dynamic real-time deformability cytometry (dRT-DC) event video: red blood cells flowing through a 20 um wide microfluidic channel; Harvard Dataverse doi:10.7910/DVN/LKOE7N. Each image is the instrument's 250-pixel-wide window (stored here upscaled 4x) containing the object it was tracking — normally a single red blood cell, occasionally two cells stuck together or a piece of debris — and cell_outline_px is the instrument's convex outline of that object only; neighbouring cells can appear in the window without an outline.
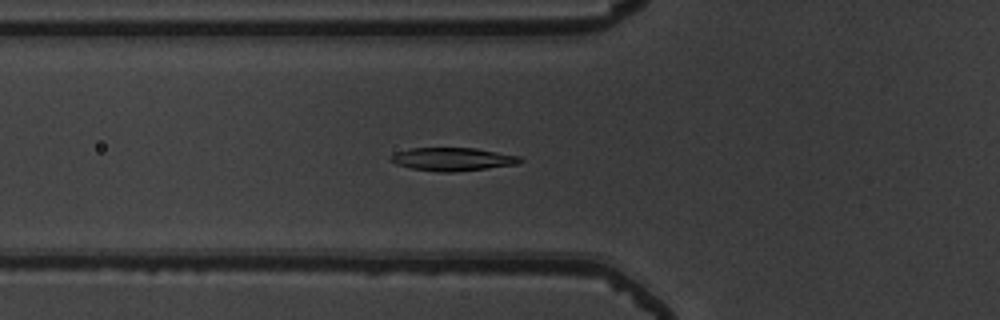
{"species": "common noctule bat (a hibernating species)", "species_latin": "Nyctalus noctula", "temperature_condition": "warm", "stored_images_in_passage": 38, "camera_frame_rate_fps": 3000, "um_per_image_px": 0.085, "animal": {"sex": "male", "body_mass_g": 19.5, "forearm_length_mm": 54.6}, "frame": {"image": 1, "passage_image": 4, "time_ms": 1.0, "image_size_px": [1000, 320], "cell_outline_px": [[524, 160], [520, 164], [456, 172], [440, 172], [412, 168], [396, 164], [388, 160], [388, 156], [396, 152], [412, 148], [476, 148], [520, 156]], "centroid_in_image_um": [38.49, 13.53], "position_along_channel_um": 87.3, "area_um2": 17.63}}
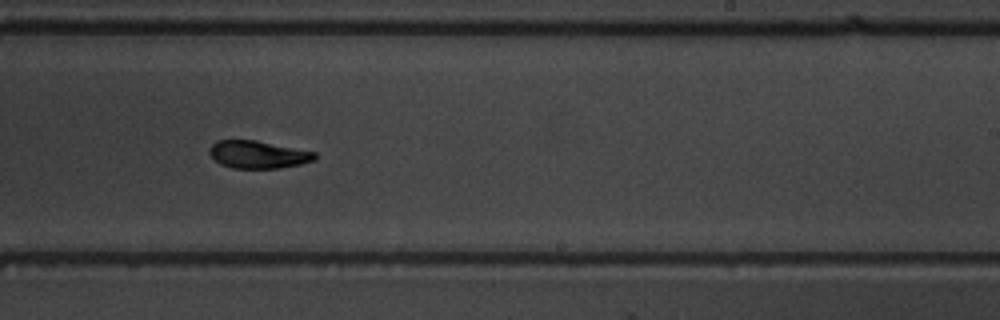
{"frame": {"image": 2, "passage_image": 18, "time_ms": 5.667, "image_size_px": [1000, 320], "cell_outline_px": [[316, 160], [300, 164], [280, 168], [232, 168], [220, 164], [208, 152], [208, 148], [216, 140], [256, 140], [316, 152]], "centroid_in_image_um": [21.93, 13.13], "position_along_channel_um": 267.1, "area_um2": 16.99}}
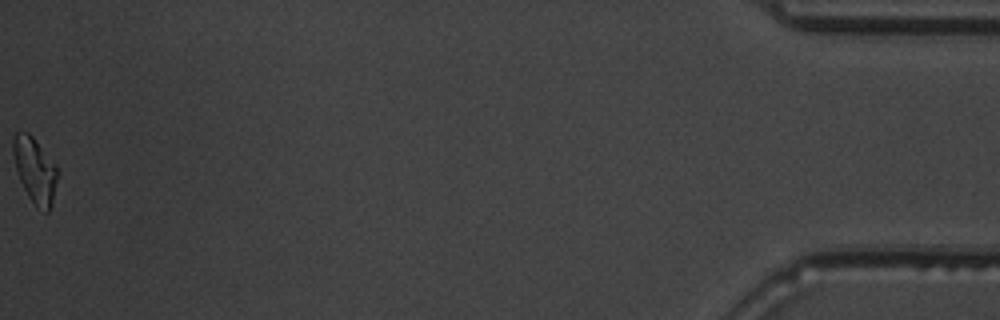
{"frame": {"image": 3, "passage_image": 38, "time_ms": 12.333, "image_size_px": [1000, 320], "cell_outline_px": [[60, 176], [52, 204], [48, 212], [44, 212], [36, 208], [28, 196], [20, 180], [16, 168], [12, 152], [12, 140], [16, 132], [28, 132], [32, 136], [56, 164]], "centroid_in_image_um": [3.0, 14.5], "position_along_channel_um": 432.2, "area_um2": 17.28}, "authors_computed_cell_mechanics": {"area_um2": 17.2533, "velocity_mm_per_s": 3.8546, "shape_relaxation_time_tau1_ms": 4.3001, "shape_relaxation_time_tau2_ms": 5.1011, "deformation_change_tau1": 0.1663, "deformation_change_tau2": 0.1091}}